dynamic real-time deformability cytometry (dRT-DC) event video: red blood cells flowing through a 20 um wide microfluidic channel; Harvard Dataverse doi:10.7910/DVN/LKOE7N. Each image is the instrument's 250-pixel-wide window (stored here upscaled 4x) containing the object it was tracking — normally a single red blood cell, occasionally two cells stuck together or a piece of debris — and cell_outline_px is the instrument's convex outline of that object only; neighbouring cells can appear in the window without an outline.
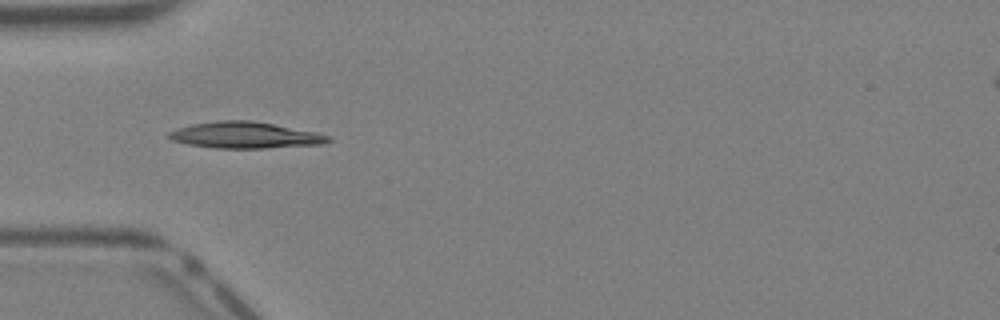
{"species": "Egyptian fruit bat (a non-hibernating species)", "species_latin": "Rousettus aegyptiacus", "temperature_condition": "warm", "stored_images_in_passage": 28, "camera_frame_rate_fps": 3000, "um_per_image_px": 0.085, "animal": {"sex": "female"}, "frame": {"image": 1, "passage_image": 1, "time_ms": 0.0, "image_size_px": [1000, 320], "cell_outline_px": [[332, 140], [320, 144], [264, 148], [216, 148], [188, 144], [172, 140], [168, 136], [168, 132], [192, 124], [220, 120], [252, 120], [316, 132], [332, 136]], "centroid_in_image_um": [20.86, 11.48], "position_along_channel_um": 64.1, "area_um2": 24.28}}
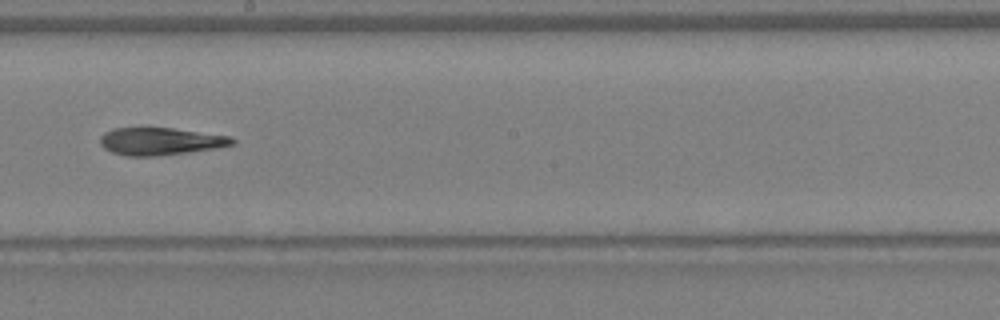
{"frame": {"image": 2, "passage_image": 11, "time_ms": 3.333, "image_size_px": [1000, 320], "cell_outline_px": [[236, 140], [232, 144], [216, 148], [152, 156], [128, 156], [112, 152], [104, 148], [100, 144], [100, 136], [104, 132], [112, 128], [172, 128], [228, 136]], "centroid_in_image_um": [13.56, 12.0], "position_along_channel_um": 234.6, "area_um2": 20.75}}
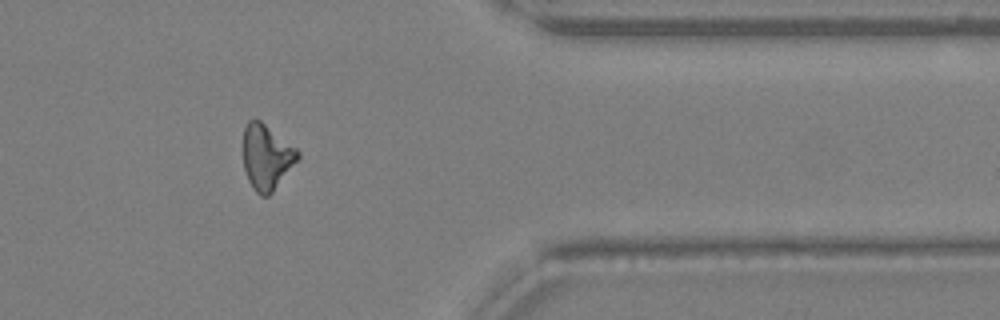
{"frame": {"image": 3, "passage_image": 21, "time_ms": 6.667, "image_size_px": [1000, 320], "cell_outline_px": [[300, 156], [272, 192], [268, 196], [260, 196], [252, 188], [248, 180], [244, 168], [244, 128], [248, 120], [260, 120], [296, 148], [300, 152]], "centroid_in_image_um": [22.64, 13.35], "position_along_channel_um": 388.8, "area_um2": 20.4}}